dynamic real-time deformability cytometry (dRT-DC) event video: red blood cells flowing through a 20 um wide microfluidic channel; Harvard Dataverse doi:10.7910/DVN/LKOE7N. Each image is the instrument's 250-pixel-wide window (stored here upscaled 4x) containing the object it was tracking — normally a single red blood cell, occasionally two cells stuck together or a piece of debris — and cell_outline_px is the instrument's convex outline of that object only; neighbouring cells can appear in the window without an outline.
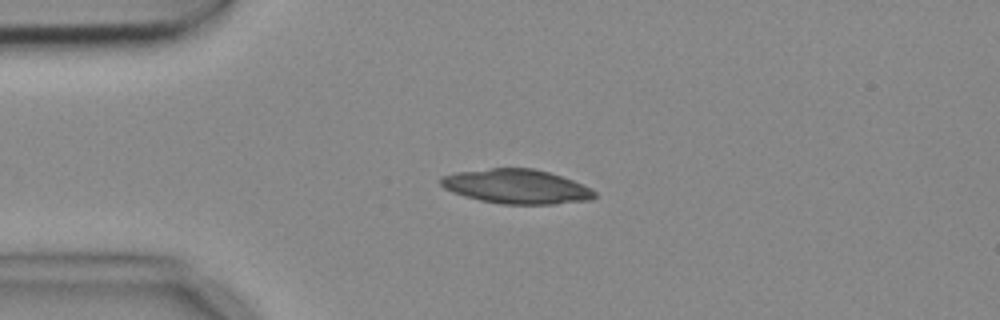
{"species": "common noctule bat (a hibernating species)", "species_latin": "Nyctalus noctula", "temperature_condition": "cold", "stored_images_in_passage": 3, "camera_frame_rate_fps": 3000, "um_per_image_px": 0.085, "animal": {"sex": "female", "body_mass_g": 18.4}, "frame": {"image": 1, "passage_image": 2, "time_ms": 0.333, "image_size_px": [1000, 320], "cell_outline_px": [[596, 196], [592, 200], [552, 204], [500, 204], [480, 200], [464, 196], [452, 192], [444, 188], [440, 184], [440, 176], [456, 172], [492, 168], [532, 168], [548, 172], [572, 180], [596, 192]], "centroid_in_image_um": [43.86, 15.86], "position_along_channel_um": 41.1, "area_um2": 30.69}}